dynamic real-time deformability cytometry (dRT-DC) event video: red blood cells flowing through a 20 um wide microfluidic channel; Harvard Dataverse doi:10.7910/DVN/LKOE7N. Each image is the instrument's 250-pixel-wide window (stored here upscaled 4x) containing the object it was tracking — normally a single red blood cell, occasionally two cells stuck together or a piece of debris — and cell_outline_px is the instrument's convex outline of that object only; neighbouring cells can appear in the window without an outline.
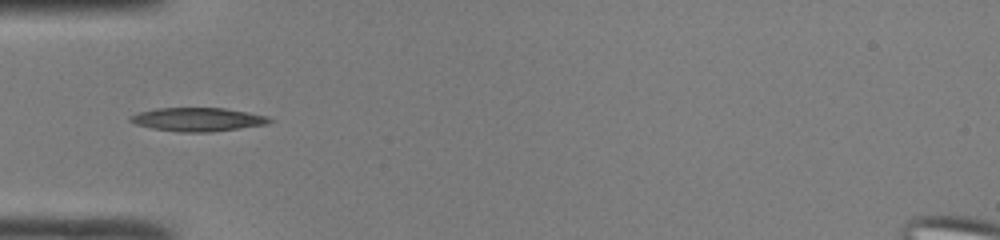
{"species": "common noctule bat (a hibernating species)", "species_latin": "Nyctalus noctula", "temperature_condition": "room temperature", "stored_images_in_passage": 25, "camera_frame_rate_fps": 3000, "um_per_image_px": 0.085, "animal": {"sex": "male", "body_mass_g": 19.0, "forearm_length_mm": 50.8}, "frame": {"image": 1, "passage_image": 1, "time_ms": 0.0, "image_size_px": [1000, 240], "cell_outline_px": [[272, 120], [268, 124], [208, 132], [180, 132], [152, 128], [136, 124], [128, 120], [128, 116], [140, 112], [156, 108], [224, 108], [248, 112], [268, 116]], "centroid_in_image_um": [16.79, 10.15], "position_along_channel_um": 68.2, "area_um2": 19.02}}
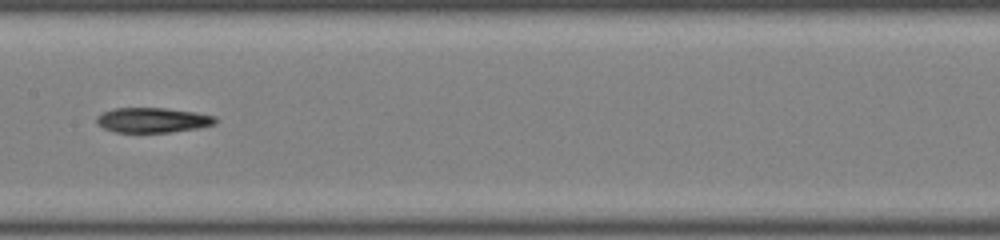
{"frame": {"image": 2, "passage_image": 10, "time_ms": 3.0, "image_size_px": [1000, 240], "cell_outline_px": [[216, 124], [196, 128], [168, 132], [116, 132], [104, 128], [96, 120], [96, 116], [104, 112], [116, 108], [164, 108], [196, 112], [216, 116]], "centroid_in_image_um": [13.0, 10.2], "position_along_channel_um": 194.4, "area_um2": 17.05}}
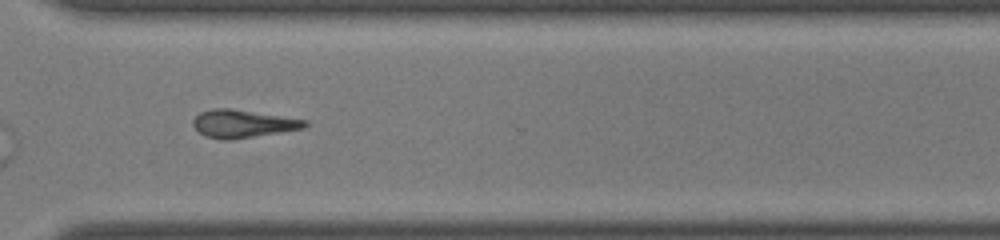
{"frame": {"image": 3, "passage_image": 21, "time_ms": 6.667, "image_size_px": [1000, 240], "cell_outline_px": [[308, 124], [304, 128], [232, 140], [224, 140], [208, 136], [200, 132], [192, 124], [192, 120], [200, 112], [212, 108], [232, 108], [308, 120]], "centroid_in_image_um": [20.65, 10.5], "position_along_channel_um": 350.0, "area_um2": 18.09}, "authors_computed_cell_mechanics": {"area_um2": 17.629, "velocity_mm_per_s": 4.216, "shape_relaxation_time_tau1_ms": 8.1282, "shape_relaxation_time_tau2_ms": null, "deformation_change_tau1": 0.1702, "deformation_change_tau2": null}}